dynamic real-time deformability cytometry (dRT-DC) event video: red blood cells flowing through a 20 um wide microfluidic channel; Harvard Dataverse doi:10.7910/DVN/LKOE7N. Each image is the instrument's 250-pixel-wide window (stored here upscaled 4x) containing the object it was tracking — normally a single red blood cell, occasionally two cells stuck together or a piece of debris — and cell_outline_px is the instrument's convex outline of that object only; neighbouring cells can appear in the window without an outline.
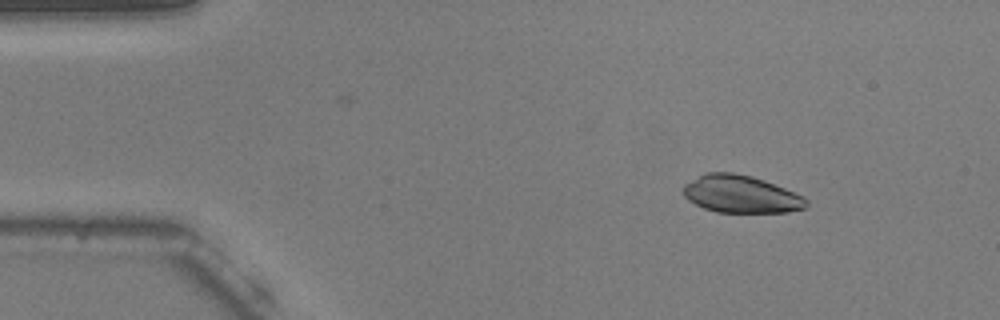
{"species": "common noctule bat (a hibernating species)", "species_latin": "Nyctalus noctula", "temperature_condition": "warm", "stored_images_in_passage": 11, "camera_frame_rate_fps": 3000, "um_per_image_px": 0.085, "animal": {"sex": "male", "body_mass_g": 20.5, "forearm_length_mm": 52.5}, "frame": {"image": 1, "passage_image": 2, "time_ms": 0.333, "image_size_px": [1000, 320], "cell_outline_px": [[808, 204], [804, 208], [788, 212], [716, 212], [704, 208], [688, 200], [684, 196], [684, 184], [708, 172], [732, 172], [752, 176], [764, 180], [804, 196], [808, 200]], "centroid_in_image_um": [62.99, 16.51], "position_along_channel_um": 22.0, "area_um2": 26.7}}